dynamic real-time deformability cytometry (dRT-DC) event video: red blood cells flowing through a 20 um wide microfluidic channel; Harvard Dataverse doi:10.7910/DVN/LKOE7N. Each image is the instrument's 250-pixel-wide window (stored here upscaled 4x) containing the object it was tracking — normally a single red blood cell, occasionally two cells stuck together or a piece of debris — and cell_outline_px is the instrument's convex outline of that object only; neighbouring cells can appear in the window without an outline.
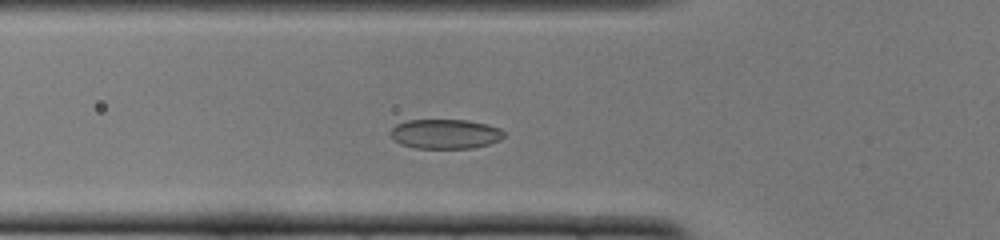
{"species": "common noctule bat (a hibernating species)", "species_latin": "Nyctalus noctula", "temperature_condition": "cold", "stored_images_in_passage": 14, "camera_frame_rate_fps": 3000, "um_per_image_px": 0.085, "animal": {"sex": "female", "body_mass_g": 22.0, "forearm_length_mm": 56.7}, "frame": {"image": 1, "passage_image": 10, "time_ms": 3.0, "image_size_px": [1000, 240], "cell_outline_px": [[504, 136], [500, 140], [488, 144], [472, 148], [416, 148], [400, 144], [388, 132], [396, 124], [408, 120], [468, 120], [488, 124], [500, 128], [504, 132]], "centroid_in_image_um": [37.85, 11.38], "position_along_channel_um": 87.9, "area_um2": 19.59}}
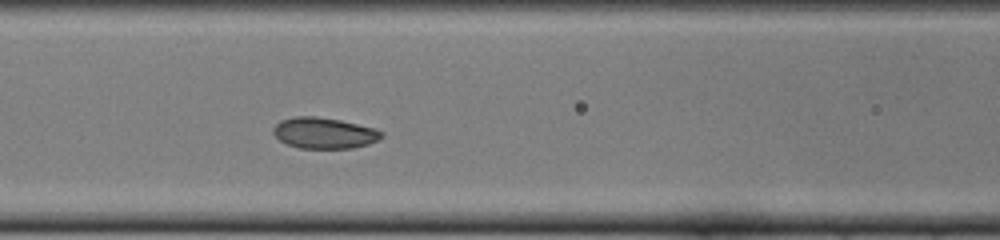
{"frame": {"image": 2, "passage_image": 14, "time_ms": 4.333, "image_size_px": [1000, 240], "cell_outline_px": [[384, 136], [368, 144], [352, 148], [300, 148], [288, 144], [280, 140], [272, 132], [272, 128], [280, 120], [296, 116], [316, 116], [340, 120], [376, 128], [384, 132]], "centroid_in_image_um": [27.56, 11.3], "position_along_channel_um": 139.0, "area_um2": 19.59}}